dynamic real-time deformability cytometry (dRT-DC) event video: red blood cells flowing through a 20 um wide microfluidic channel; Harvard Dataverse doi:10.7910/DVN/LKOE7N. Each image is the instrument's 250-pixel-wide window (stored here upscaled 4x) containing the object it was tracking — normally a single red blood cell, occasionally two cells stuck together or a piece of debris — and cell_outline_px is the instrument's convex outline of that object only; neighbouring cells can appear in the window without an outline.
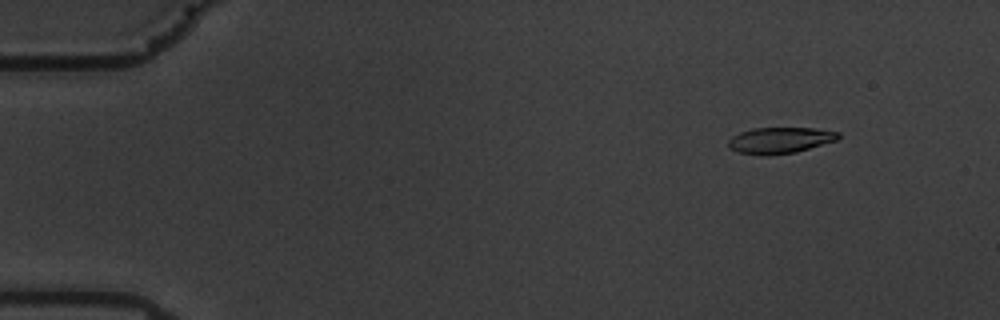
{"species": "common noctule bat (a hibernating species)", "species_latin": "Nyctalus noctula", "temperature_condition": "warm", "stored_images_in_passage": 53, "camera_frame_rate_fps": 3000, "um_per_image_px": 0.085, "animal": {"sex": "male", "body_mass_g": 19.5, "forearm_length_mm": 54.6}, "frame": {"image": 1, "passage_image": 1, "time_ms": 0.0, "image_size_px": [1000, 320], "cell_outline_px": [[840, 136], [836, 140], [796, 152], [768, 156], [764, 156], [740, 152], [732, 148], [728, 144], [728, 140], [732, 136], [740, 132], [752, 128], [816, 128], [840, 132]], "centroid_in_image_um": [66.31, 11.92], "position_along_channel_um": 18.7, "area_um2": 16.7}}
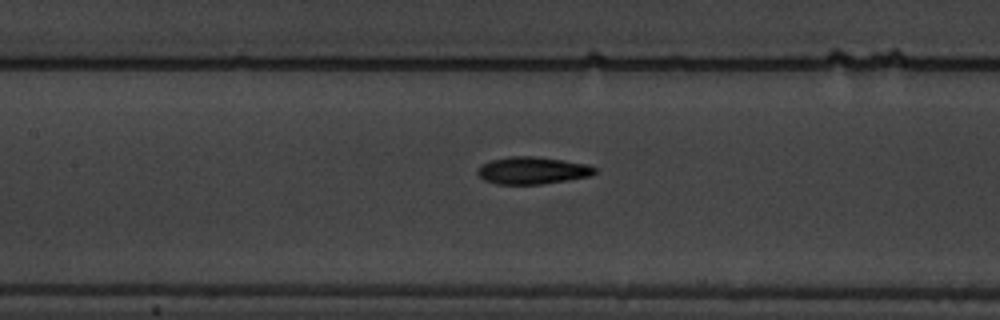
{"frame": {"image": 2, "passage_image": 22, "time_ms": 7.0, "image_size_px": [1000, 320], "cell_outline_px": [[596, 172], [592, 176], [544, 184], [496, 184], [484, 180], [476, 172], [480, 164], [492, 160], [508, 156], [536, 156], [564, 160], [588, 164], [596, 168]], "centroid_in_image_um": [45.27, 14.49], "position_along_channel_um": 162.1, "area_um2": 18.84}}
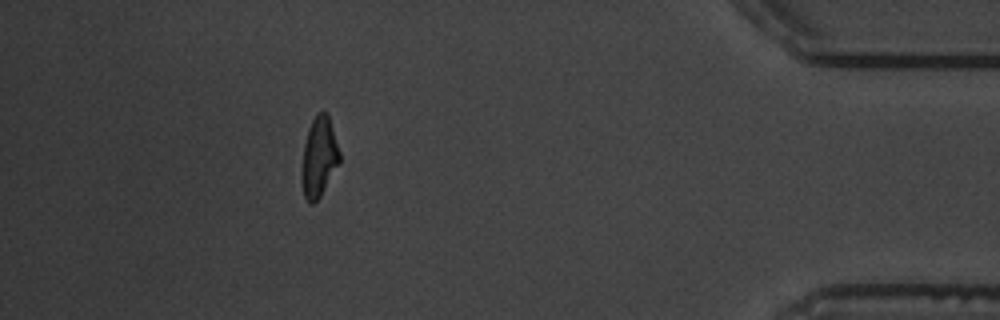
{"frame": {"image": 3, "passage_image": 47, "time_ms": 15.333, "image_size_px": [1000, 320], "cell_outline_px": [[340, 164], [320, 196], [312, 204], [308, 204], [304, 196], [304, 144], [308, 128], [316, 112], [328, 112], [340, 152]], "centroid_in_image_um": [27.17, 13.29], "position_along_channel_um": 408.0, "area_um2": 17.22}, "authors_computed_cell_mechanics": {"area_um2": 18.0336, "velocity_mm_per_s": 3.5279, "shape_relaxation_time_tau1_ms": 7.3283, "shape_relaxation_time_tau2_ms": 2.5265, "deformation_change_tau1": 0.241, "deformation_change_tau2": 0.0999}}